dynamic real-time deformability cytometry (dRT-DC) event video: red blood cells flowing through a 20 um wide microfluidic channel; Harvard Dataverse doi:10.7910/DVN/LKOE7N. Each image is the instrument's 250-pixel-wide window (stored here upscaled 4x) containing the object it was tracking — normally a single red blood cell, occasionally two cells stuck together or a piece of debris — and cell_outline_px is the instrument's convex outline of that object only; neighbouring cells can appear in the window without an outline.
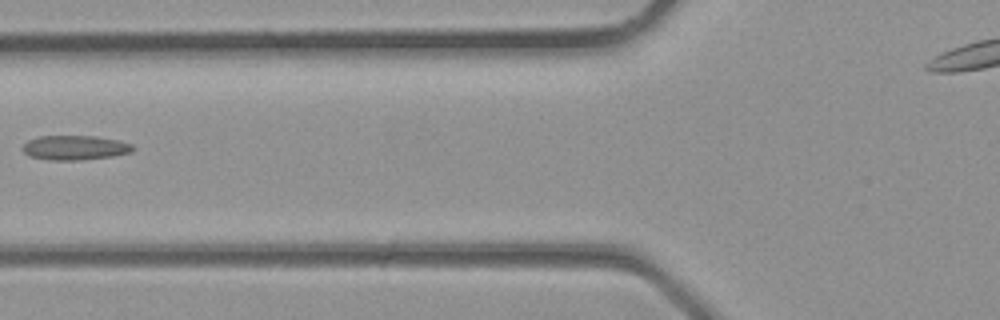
{"species": "common noctule bat (a hibernating species)", "species_latin": "Nyctalus noctula", "temperature_condition": "room temperature", "stored_images_in_passage": 2, "camera_frame_rate_fps": 3000, "um_per_image_px": 0.085, "animal": {"sex": "male", "body_mass_g": 23.1, "forearm_length_mm": 52.7}, "frame": {"image": 1, "passage_image": 2, "time_ms": 0.333, "image_size_px": [1000, 320], "cell_outline_px": [[136, 148], [132, 152], [112, 156], [80, 160], [48, 160], [28, 156], [20, 148], [28, 140], [40, 136], [96, 136], [120, 140], [132, 144]], "centroid_in_image_um": [6.37, 12.55], "position_along_channel_um": 119.4, "area_um2": 15.95}}